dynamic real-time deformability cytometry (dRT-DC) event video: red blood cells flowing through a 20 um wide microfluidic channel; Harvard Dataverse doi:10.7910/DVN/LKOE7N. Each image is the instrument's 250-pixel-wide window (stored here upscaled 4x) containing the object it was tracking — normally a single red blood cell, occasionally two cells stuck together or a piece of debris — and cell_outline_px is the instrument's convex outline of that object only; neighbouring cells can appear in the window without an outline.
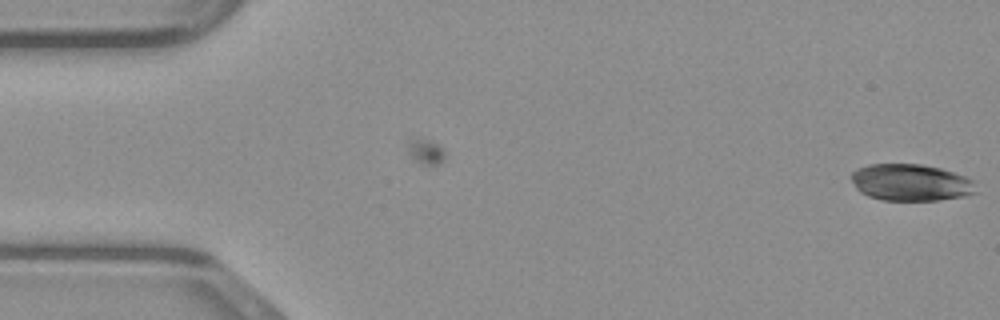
{"species": "common noctule bat (a hibernating species)", "species_latin": "Nyctalus noctula", "temperature_condition": "warm", "stored_images_in_passage": 14, "camera_frame_rate_fps": 3000, "um_per_image_px": 0.085, "animal": {"sex": "male", "body_mass_g": 23.1, "forearm_length_mm": 52.7}, "frame": {"image": 1, "passage_image": 14, "time_ms": 4.333, "image_size_px": [1000, 320], "cell_outline_px": [[976, 192], [964, 196], [940, 200], [884, 200], [868, 196], [860, 192], [856, 188], [852, 180], [852, 172], [856, 168], [868, 164], [920, 164], [940, 168], [964, 176], [972, 180]], "centroid_in_image_um": [77.38, 15.51], "position_along_channel_um": 7.6, "area_um2": 26.59}}